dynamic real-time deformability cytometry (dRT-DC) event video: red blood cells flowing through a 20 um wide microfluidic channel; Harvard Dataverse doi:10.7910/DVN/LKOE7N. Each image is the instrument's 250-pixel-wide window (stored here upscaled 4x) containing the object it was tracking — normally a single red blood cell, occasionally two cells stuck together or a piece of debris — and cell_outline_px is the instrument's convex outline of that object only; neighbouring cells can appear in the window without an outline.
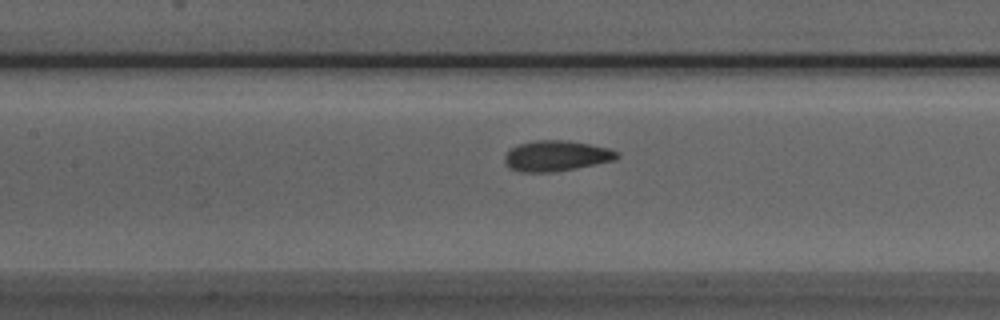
{"species": "Egyptian fruit bat (a non-hibernating species)", "species_latin": "Rousettus aegyptiacus", "temperature_condition": "room temperature", "stored_images_in_passage": 30, "camera_frame_rate_fps": 3000, "um_per_image_px": 0.085, "animal": {"sex": "male"}, "frame": {"image": 1, "passage_image": 18, "time_ms": 5.667, "image_size_px": [1000, 320], "cell_outline_px": [[620, 156], [616, 160], [576, 168], [552, 172], [524, 172], [508, 168], [504, 160], [504, 156], [512, 148], [520, 144], [536, 140], [568, 140], [608, 148], [620, 152]], "centroid_in_image_um": [47.31, 13.25], "position_along_channel_um": 160.1, "area_um2": 20.0}}
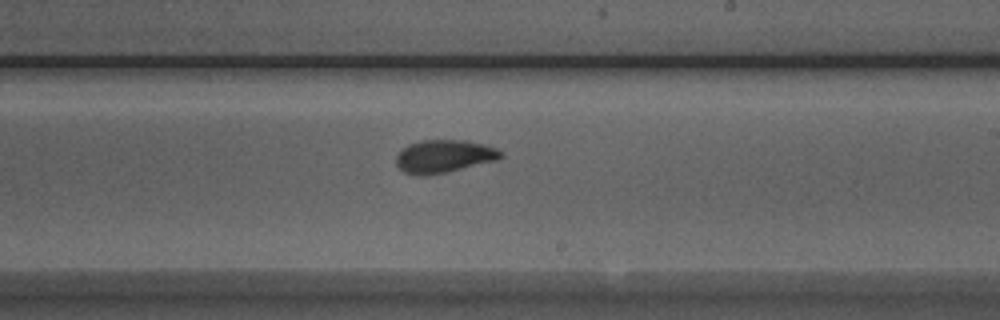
{"frame": {"image": 2, "passage_image": 25, "time_ms": 8.0, "image_size_px": [1000, 320], "cell_outline_px": [[504, 156], [496, 160], [448, 172], [424, 176], [416, 176], [404, 172], [396, 164], [396, 156], [408, 144], [420, 140], [464, 140], [484, 144], [496, 148], [504, 152]], "centroid_in_image_um": [37.75, 13.29], "position_along_channel_um": 251.3, "area_um2": 20.17}}
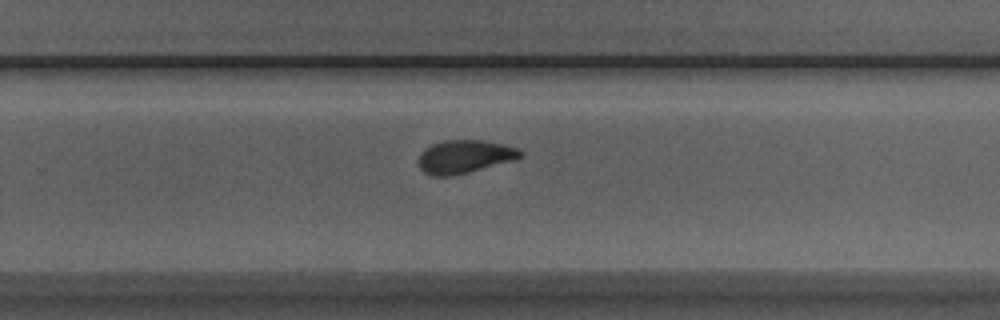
{"frame": {"image": 3, "passage_image": 28, "time_ms": 9.0, "image_size_px": [1000, 320], "cell_outline_px": [[524, 156], [516, 160], [468, 172], [448, 176], [432, 176], [424, 172], [420, 168], [420, 152], [424, 148], [432, 144], [444, 140], [484, 140], [516, 148], [524, 152]], "centroid_in_image_um": [39.51, 13.31], "position_along_channel_um": 290.3, "area_um2": 19.65}}